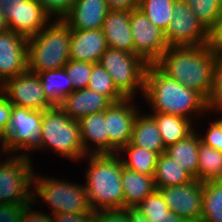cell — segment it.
<instances>
[{
	"label": "cell",
	"mask_w": 222,
	"mask_h": 222,
	"mask_svg": "<svg viewBox=\"0 0 222 222\" xmlns=\"http://www.w3.org/2000/svg\"><path fill=\"white\" fill-rule=\"evenodd\" d=\"M137 207L146 217L149 215L164 214L170 211L158 189L146 196Z\"/></svg>",
	"instance_id": "36"
},
{
	"label": "cell",
	"mask_w": 222,
	"mask_h": 222,
	"mask_svg": "<svg viewBox=\"0 0 222 222\" xmlns=\"http://www.w3.org/2000/svg\"><path fill=\"white\" fill-rule=\"evenodd\" d=\"M85 190L93 211L123 208L122 160L115 154H89ZM99 208H98V207ZM99 209V210H98Z\"/></svg>",
	"instance_id": "3"
},
{
	"label": "cell",
	"mask_w": 222,
	"mask_h": 222,
	"mask_svg": "<svg viewBox=\"0 0 222 222\" xmlns=\"http://www.w3.org/2000/svg\"><path fill=\"white\" fill-rule=\"evenodd\" d=\"M42 134L36 148L52 147L62 156L72 159L85 157L80 136V124L71 119L59 106L42 111Z\"/></svg>",
	"instance_id": "5"
},
{
	"label": "cell",
	"mask_w": 222,
	"mask_h": 222,
	"mask_svg": "<svg viewBox=\"0 0 222 222\" xmlns=\"http://www.w3.org/2000/svg\"><path fill=\"white\" fill-rule=\"evenodd\" d=\"M207 102L208 109L222 110V52L217 53L215 60L213 84Z\"/></svg>",
	"instance_id": "35"
},
{
	"label": "cell",
	"mask_w": 222,
	"mask_h": 222,
	"mask_svg": "<svg viewBox=\"0 0 222 222\" xmlns=\"http://www.w3.org/2000/svg\"><path fill=\"white\" fill-rule=\"evenodd\" d=\"M130 143L159 155L165 153L158 125L151 115L140 116L137 114Z\"/></svg>",
	"instance_id": "23"
},
{
	"label": "cell",
	"mask_w": 222,
	"mask_h": 222,
	"mask_svg": "<svg viewBox=\"0 0 222 222\" xmlns=\"http://www.w3.org/2000/svg\"><path fill=\"white\" fill-rule=\"evenodd\" d=\"M28 71V40L12 30L0 33V87Z\"/></svg>",
	"instance_id": "15"
},
{
	"label": "cell",
	"mask_w": 222,
	"mask_h": 222,
	"mask_svg": "<svg viewBox=\"0 0 222 222\" xmlns=\"http://www.w3.org/2000/svg\"><path fill=\"white\" fill-rule=\"evenodd\" d=\"M13 104L2 94L0 93V139L2 140V150L3 152L6 151L5 144H6V132L8 130Z\"/></svg>",
	"instance_id": "38"
},
{
	"label": "cell",
	"mask_w": 222,
	"mask_h": 222,
	"mask_svg": "<svg viewBox=\"0 0 222 222\" xmlns=\"http://www.w3.org/2000/svg\"><path fill=\"white\" fill-rule=\"evenodd\" d=\"M201 142L222 152V119L211 123L207 134L201 138Z\"/></svg>",
	"instance_id": "39"
},
{
	"label": "cell",
	"mask_w": 222,
	"mask_h": 222,
	"mask_svg": "<svg viewBox=\"0 0 222 222\" xmlns=\"http://www.w3.org/2000/svg\"><path fill=\"white\" fill-rule=\"evenodd\" d=\"M121 150L126 151L129 155L128 160H122L124 167L141 174L154 175L159 158L158 153L135 146L130 142L122 147L119 152Z\"/></svg>",
	"instance_id": "30"
},
{
	"label": "cell",
	"mask_w": 222,
	"mask_h": 222,
	"mask_svg": "<svg viewBox=\"0 0 222 222\" xmlns=\"http://www.w3.org/2000/svg\"><path fill=\"white\" fill-rule=\"evenodd\" d=\"M53 222H95V211L90 214L84 213H62L54 214Z\"/></svg>",
	"instance_id": "42"
},
{
	"label": "cell",
	"mask_w": 222,
	"mask_h": 222,
	"mask_svg": "<svg viewBox=\"0 0 222 222\" xmlns=\"http://www.w3.org/2000/svg\"><path fill=\"white\" fill-rule=\"evenodd\" d=\"M0 90L14 106L41 111L53 107L46 99L38 74L29 71L7 80Z\"/></svg>",
	"instance_id": "12"
},
{
	"label": "cell",
	"mask_w": 222,
	"mask_h": 222,
	"mask_svg": "<svg viewBox=\"0 0 222 222\" xmlns=\"http://www.w3.org/2000/svg\"><path fill=\"white\" fill-rule=\"evenodd\" d=\"M198 153L196 180L202 183L222 181V152L200 142Z\"/></svg>",
	"instance_id": "28"
},
{
	"label": "cell",
	"mask_w": 222,
	"mask_h": 222,
	"mask_svg": "<svg viewBox=\"0 0 222 222\" xmlns=\"http://www.w3.org/2000/svg\"><path fill=\"white\" fill-rule=\"evenodd\" d=\"M28 39V71L34 74L64 68L70 60L71 28L58 19Z\"/></svg>",
	"instance_id": "4"
},
{
	"label": "cell",
	"mask_w": 222,
	"mask_h": 222,
	"mask_svg": "<svg viewBox=\"0 0 222 222\" xmlns=\"http://www.w3.org/2000/svg\"><path fill=\"white\" fill-rule=\"evenodd\" d=\"M176 0H139L138 9L148 19L165 32L173 19V8Z\"/></svg>",
	"instance_id": "31"
},
{
	"label": "cell",
	"mask_w": 222,
	"mask_h": 222,
	"mask_svg": "<svg viewBox=\"0 0 222 222\" xmlns=\"http://www.w3.org/2000/svg\"><path fill=\"white\" fill-rule=\"evenodd\" d=\"M99 63L125 98L134 97L137 87L144 92L148 64L139 56L123 50L107 48Z\"/></svg>",
	"instance_id": "6"
},
{
	"label": "cell",
	"mask_w": 222,
	"mask_h": 222,
	"mask_svg": "<svg viewBox=\"0 0 222 222\" xmlns=\"http://www.w3.org/2000/svg\"><path fill=\"white\" fill-rule=\"evenodd\" d=\"M151 116L158 125L165 148L185 139L193 132L191 120L185 117L157 112Z\"/></svg>",
	"instance_id": "26"
},
{
	"label": "cell",
	"mask_w": 222,
	"mask_h": 222,
	"mask_svg": "<svg viewBox=\"0 0 222 222\" xmlns=\"http://www.w3.org/2000/svg\"><path fill=\"white\" fill-rule=\"evenodd\" d=\"M93 64L70 59L64 66L73 85V91L88 88Z\"/></svg>",
	"instance_id": "34"
},
{
	"label": "cell",
	"mask_w": 222,
	"mask_h": 222,
	"mask_svg": "<svg viewBox=\"0 0 222 222\" xmlns=\"http://www.w3.org/2000/svg\"><path fill=\"white\" fill-rule=\"evenodd\" d=\"M130 29L134 42V54L148 65L154 64L169 48L164 32L152 24L138 8L130 12Z\"/></svg>",
	"instance_id": "10"
},
{
	"label": "cell",
	"mask_w": 222,
	"mask_h": 222,
	"mask_svg": "<svg viewBox=\"0 0 222 222\" xmlns=\"http://www.w3.org/2000/svg\"><path fill=\"white\" fill-rule=\"evenodd\" d=\"M47 12L49 16H58V19H63L69 11L75 0H36Z\"/></svg>",
	"instance_id": "37"
},
{
	"label": "cell",
	"mask_w": 222,
	"mask_h": 222,
	"mask_svg": "<svg viewBox=\"0 0 222 222\" xmlns=\"http://www.w3.org/2000/svg\"><path fill=\"white\" fill-rule=\"evenodd\" d=\"M111 101L104 95L89 88L73 91L59 106L71 119L79 121L81 118L97 112L105 111Z\"/></svg>",
	"instance_id": "19"
},
{
	"label": "cell",
	"mask_w": 222,
	"mask_h": 222,
	"mask_svg": "<svg viewBox=\"0 0 222 222\" xmlns=\"http://www.w3.org/2000/svg\"><path fill=\"white\" fill-rule=\"evenodd\" d=\"M201 138L193 131L185 139L165 148V154L179 164L195 180L198 173V149Z\"/></svg>",
	"instance_id": "24"
},
{
	"label": "cell",
	"mask_w": 222,
	"mask_h": 222,
	"mask_svg": "<svg viewBox=\"0 0 222 222\" xmlns=\"http://www.w3.org/2000/svg\"><path fill=\"white\" fill-rule=\"evenodd\" d=\"M6 16L8 29L27 40L38 35L45 27L50 16L36 0H25L11 5Z\"/></svg>",
	"instance_id": "16"
},
{
	"label": "cell",
	"mask_w": 222,
	"mask_h": 222,
	"mask_svg": "<svg viewBox=\"0 0 222 222\" xmlns=\"http://www.w3.org/2000/svg\"><path fill=\"white\" fill-rule=\"evenodd\" d=\"M198 20L208 30L222 11V0H185Z\"/></svg>",
	"instance_id": "33"
},
{
	"label": "cell",
	"mask_w": 222,
	"mask_h": 222,
	"mask_svg": "<svg viewBox=\"0 0 222 222\" xmlns=\"http://www.w3.org/2000/svg\"><path fill=\"white\" fill-rule=\"evenodd\" d=\"M108 48L134 54V42L130 29V12L109 10L101 28Z\"/></svg>",
	"instance_id": "20"
},
{
	"label": "cell",
	"mask_w": 222,
	"mask_h": 222,
	"mask_svg": "<svg viewBox=\"0 0 222 222\" xmlns=\"http://www.w3.org/2000/svg\"><path fill=\"white\" fill-rule=\"evenodd\" d=\"M25 0H0V12L6 17L11 11V5L21 3Z\"/></svg>",
	"instance_id": "48"
},
{
	"label": "cell",
	"mask_w": 222,
	"mask_h": 222,
	"mask_svg": "<svg viewBox=\"0 0 222 222\" xmlns=\"http://www.w3.org/2000/svg\"><path fill=\"white\" fill-rule=\"evenodd\" d=\"M200 222H222V181L203 183Z\"/></svg>",
	"instance_id": "29"
},
{
	"label": "cell",
	"mask_w": 222,
	"mask_h": 222,
	"mask_svg": "<svg viewBox=\"0 0 222 222\" xmlns=\"http://www.w3.org/2000/svg\"><path fill=\"white\" fill-rule=\"evenodd\" d=\"M206 45L216 53L222 52V11L214 24L208 29Z\"/></svg>",
	"instance_id": "40"
},
{
	"label": "cell",
	"mask_w": 222,
	"mask_h": 222,
	"mask_svg": "<svg viewBox=\"0 0 222 222\" xmlns=\"http://www.w3.org/2000/svg\"><path fill=\"white\" fill-rule=\"evenodd\" d=\"M25 154L0 162V204H29L35 200L34 192L29 193L35 175Z\"/></svg>",
	"instance_id": "8"
},
{
	"label": "cell",
	"mask_w": 222,
	"mask_h": 222,
	"mask_svg": "<svg viewBox=\"0 0 222 222\" xmlns=\"http://www.w3.org/2000/svg\"><path fill=\"white\" fill-rule=\"evenodd\" d=\"M128 222H148L146 216L138 209L137 206H127L121 209Z\"/></svg>",
	"instance_id": "46"
},
{
	"label": "cell",
	"mask_w": 222,
	"mask_h": 222,
	"mask_svg": "<svg viewBox=\"0 0 222 222\" xmlns=\"http://www.w3.org/2000/svg\"><path fill=\"white\" fill-rule=\"evenodd\" d=\"M41 178V179H40ZM35 192L45 202L52 206V213H84L90 214L93 210L88 201L85 186L63 182L59 180L33 177Z\"/></svg>",
	"instance_id": "7"
},
{
	"label": "cell",
	"mask_w": 222,
	"mask_h": 222,
	"mask_svg": "<svg viewBox=\"0 0 222 222\" xmlns=\"http://www.w3.org/2000/svg\"><path fill=\"white\" fill-rule=\"evenodd\" d=\"M23 205L27 204H0V222H21Z\"/></svg>",
	"instance_id": "41"
},
{
	"label": "cell",
	"mask_w": 222,
	"mask_h": 222,
	"mask_svg": "<svg viewBox=\"0 0 222 222\" xmlns=\"http://www.w3.org/2000/svg\"><path fill=\"white\" fill-rule=\"evenodd\" d=\"M38 76L46 99L52 106H60L62 101L73 92V85L64 68L43 71L38 73Z\"/></svg>",
	"instance_id": "25"
},
{
	"label": "cell",
	"mask_w": 222,
	"mask_h": 222,
	"mask_svg": "<svg viewBox=\"0 0 222 222\" xmlns=\"http://www.w3.org/2000/svg\"><path fill=\"white\" fill-rule=\"evenodd\" d=\"M143 94L157 113L188 119L189 113L208 110L200 93L166 76L154 64L147 67Z\"/></svg>",
	"instance_id": "2"
},
{
	"label": "cell",
	"mask_w": 222,
	"mask_h": 222,
	"mask_svg": "<svg viewBox=\"0 0 222 222\" xmlns=\"http://www.w3.org/2000/svg\"><path fill=\"white\" fill-rule=\"evenodd\" d=\"M8 30L6 17L0 12V33Z\"/></svg>",
	"instance_id": "49"
},
{
	"label": "cell",
	"mask_w": 222,
	"mask_h": 222,
	"mask_svg": "<svg viewBox=\"0 0 222 222\" xmlns=\"http://www.w3.org/2000/svg\"><path fill=\"white\" fill-rule=\"evenodd\" d=\"M153 176L129 170L122 165L123 207L137 206L156 190Z\"/></svg>",
	"instance_id": "22"
},
{
	"label": "cell",
	"mask_w": 222,
	"mask_h": 222,
	"mask_svg": "<svg viewBox=\"0 0 222 222\" xmlns=\"http://www.w3.org/2000/svg\"><path fill=\"white\" fill-rule=\"evenodd\" d=\"M107 48V41L101 29L71 30L69 53L71 60L99 63Z\"/></svg>",
	"instance_id": "18"
},
{
	"label": "cell",
	"mask_w": 222,
	"mask_h": 222,
	"mask_svg": "<svg viewBox=\"0 0 222 222\" xmlns=\"http://www.w3.org/2000/svg\"><path fill=\"white\" fill-rule=\"evenodd\" d=\"M42 111L13 106L5 149L7 152L19 149H35L42 134Z\"/></svg>",
	"instance_id": "11"
},
{
	"label": "cell",
	"mask_w": 222,
	"mask_h": 222,
	"mask_svg": "<svg viewBox=\"0 0 222 222\" xmlns=\"http://www.w3.org/2000/svg\"><path fill=\"white\" fill-rule=\"evenodd\" d=\"M153 177L156 188L184 185L195 180L165 153L159 155Z\"/></svg>",
	"instance_id": "27"
},
{
	"label": "cell",
	"mask_w": 222,
	"mask_h": 222,
	"mask_svg": "<svg viewBox=\"0 0 222 222\" xmlns=\"http://www.w3.org/2000/svg\"><path fill=\"white\" fill-rule=\"evenodd\" d=\"M147 219L148 222H187L173 211H169L164 214L149 215L147 216Z\"/></svg>",
	"instance_id": "47"
},
{
	"label": "cell",
	"mask_w": 222,
	"mask_h": 222,
	"mask_svg": "<svg viewBox=\"0 0 222 222\" xmlns=\"http://www.w3.org/2000/svg\"><path fill=\"white\" fill-rule=\"evenodd\" d=\"M80 136L85 154H88V141L96 143L97 149L89 154H109V137L105 123V111L93 113L81 118Z\"/></svg>",
	"instance_id": "21"
},
{
	"label": "cell",
	"mask_w": 222,
	"mask_h": 222,
	"mask_svg": "<svg viewBox=\"0 0 222 222\" xmlns=\"http://www.w3.org/2000/svg\"><path fill=\"white\" fill-rule=\"evenodd\" d=\"M95 222H128L124 212L119 210H100L95 212Z\"/></svg>",
	"instance_id": "43"
},
{
	"label": "cell",
	"mask_w": 222,
	"mask_h": 222,
	"mask_svg": "<svg viewBox=\"0 0 222 222\" xmlns=\"http://www.w3.org/2000/svg\"><path fill=\"white\" fill-rule=\"evenodd\" d=\"M129 101H132L131 98H124L121 101L111 103L105 110L109 154H115L131 140L133 125L138 111Z\"/></svg>",
	"instance_id": "14"
},
{
	"label": "cell",
	"mask_w": 222,
	"mask_h": 222,
	"mask_svg": "<svg viewBox=\"0 0 222 222\" xmlns=\"http://www.w3.org/2000/svg\"><path fill=\"white\" fill-rule=\"evenodd\" d=\"M173 19L164 32L169 46H203L207 44L208 30L198 20L185 0H176Z\"/></svg>",
	"instance_id": "9"
},
{
	"label": "cell",
	"mask_w": 222,
	"mask_h": 222,
	"mask_svg": "<svg viewBox=\"0 0 222 222\" xmlns=\"http://www.w3.org/2000/svg\"><path fill=\"white\" fill-rule=\"evenodd\" d=\"M88 88L106 96L112 103L125 98L114 86L112 78L100 63L93 64Z\"/></svg>",
	"instance_id": "32"
},
{
	"label": "cell",
	"mask_w": 222,
	"mask_h": 222,
	"mask_svg": "<svg viewBox=\"0 0 222 222\" xmlns=\"http://www.w3.org/2000/svg\"><path fill=\"white\" fill-rule=\"evenodd\" d=\"M156 189L161 193L170 211L187 222H200L203 202L202 182L193 180L184 185Z\"/></svg>",
	"instance_id": "13"
},
{
	"label": "cell",
	"mask_w": 222,
	"mask_h": 222,
	"mask_svg": "<svg viewBox=\"0 0 222 222\" xmlns=\"http://www.w3.org/2000/svg\"><path fill=\"white\" fill-rule=\"evenodd\" d=\"M109 10L131 12L139 7V0H106Z\"/></svg>",
	"instance_id": "45"
},
{
	"label": "cell",
	"mask_w": 222,
	"mask_h": 222,
	"mask_svg": "<svg viewBox=\"0 0 222 222\" xmlns=\"http://www.w3.org/2000/svg\"><path fill=\"white\" fill-rule=\"evenodd\" d=\"M217 53L207 45L169 46L154 65L166 76L196 90L206 100L212 84Z\"/></svg>",
	"instance_id": "1"
},
{
	"label": "cell",
	"mask_w": 222,
	"mask_h": 222,
	"mask_svg": "<svg viewBox=\"0 0 222 222\" xmlns=\"http://www.w3.org/2000/svg\"><path fill=\"white\" fill-rule=\"evenodd\" d=\"M31 203L23 205V214L21 222H53V218L45 213L33 212L31 210Z\"/></svg>",
	"instance_id": "44"
},
{
	"label": "cell",
	"mask_w": 222,
	"mask_h": 222,
	"mask_svg": "<svg viewBox=\"0 0 222 222\" xmlns=\"http://www.w3.org/2000/svg\"><path fill=\"white\" fill-rule=\"evenodd\" d=\"M109 12L106 0H75L62 19L71 30L101 29Z\"/></svg>",
	"instance_id": "17"
}]
</instances>
